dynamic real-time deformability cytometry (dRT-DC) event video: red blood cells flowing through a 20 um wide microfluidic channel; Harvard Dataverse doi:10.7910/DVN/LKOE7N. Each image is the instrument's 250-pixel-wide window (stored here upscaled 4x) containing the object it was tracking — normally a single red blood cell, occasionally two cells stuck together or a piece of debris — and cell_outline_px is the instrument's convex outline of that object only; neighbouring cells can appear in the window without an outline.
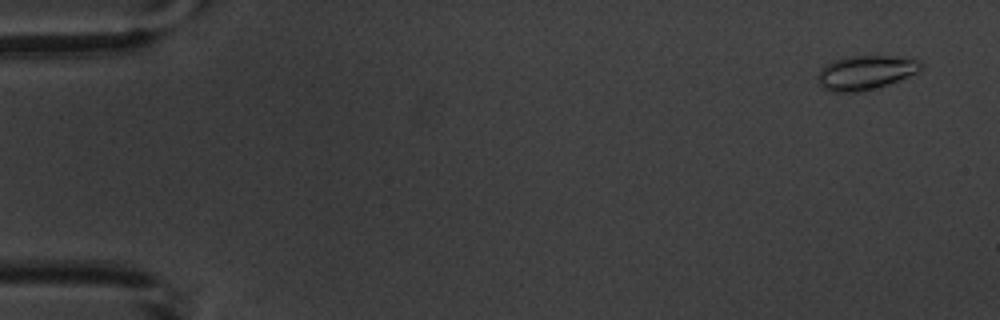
{"species": "common noctule bat (a hibernating species)", "species_latin": "Nyctalus noctula", "temperature_condition": "warm", "stored_images_in_passage": 3, "camera_frame_rate_fps": 3000, "um_per_image_px": 0.085, "animal": {"sex": "male", "body_mass_g": 20.1, "forearm_length_mm": 53.5}, "frame": {"image": 1, "passage_image": 1, "time_ms": 0.0, "image_size_px": [1000, 320], "cell_outline_px": [[924, 64], [920, 72], [888, 84], [856, 92], [832, 92], [824, 88], [820, 84], [816, 76], [820, 68], [832, 60], [852, 56], [892, 56], [916, 60]], "centroid_in_image_um": [73.55, 6.16], "position_along_channel_um": 11.4, "area_um2": 20.46}}